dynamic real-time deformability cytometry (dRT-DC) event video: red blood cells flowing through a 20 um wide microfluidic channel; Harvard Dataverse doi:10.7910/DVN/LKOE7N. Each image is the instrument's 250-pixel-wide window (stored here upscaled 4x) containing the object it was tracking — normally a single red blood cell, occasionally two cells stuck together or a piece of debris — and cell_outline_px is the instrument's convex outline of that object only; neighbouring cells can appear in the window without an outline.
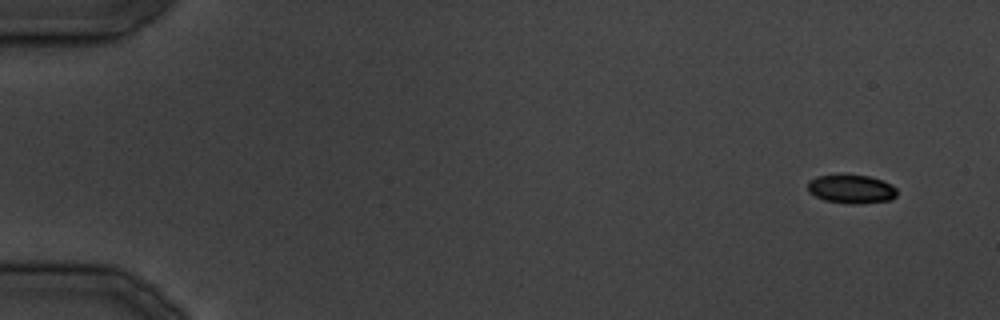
{"species": "common noctule bat (a hibernating species)", "species_latin": "Nyctalus noctula", "temperature_condition": "cold", "stored_images_in_passage": 6, "camera_frame_rate_fps": 3000, "um_per_image_px": 0.085, "animal": {"sex": "male", "body_mass_g": 19.5, "forearm_length_mm": 54.6}, "frame": {"image": 1, "passage_image": 1, "time_ms": 0.0, "image_size_px": [1000, 320], "cell_outline_px": [[896, 196], [892, 200], [860, 204], [848, 204], [824, 200], [808, 192], [808, 180], [816, 176], [868, 176], [884, 180], [892, 184], [896, 188]], "centroid_in_image_um": [72.39, 16.09], "position_along_channel_um": 12.6, "area_um2": 14.91}}